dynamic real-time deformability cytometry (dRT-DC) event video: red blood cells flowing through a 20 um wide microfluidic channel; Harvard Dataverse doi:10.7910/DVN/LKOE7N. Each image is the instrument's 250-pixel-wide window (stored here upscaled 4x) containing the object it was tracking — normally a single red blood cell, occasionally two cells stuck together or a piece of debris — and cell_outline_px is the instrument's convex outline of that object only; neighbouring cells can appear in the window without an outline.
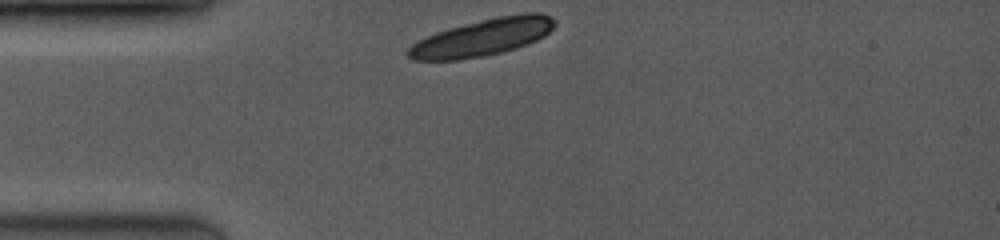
{"species": "common noctule bat (a hibernating species)", "species_latin": "Nyctalus noctula", "temperature_condition": "room temperature", "stored_images_in_passage": 3, "camera_frame_rate_fps": 3500, "um_per_image_px": 0.085, "animal": {"sex": "female", "body_mass_g": 19.0, "forearm_length_mm": 53.3}, "frame": {"image": 1, "passage_image": 1, "time_ms": 0.0, "image_size_px": [1000, 240], "cell_outline_px": [[556, 24], [544, 36], [536, 40], [516, 48], [484, 56], [456, 60], [412, 60], [408, 56], [408, 48], [412, 44], [436, 32], [464, 24], [500, 16], [524, 12], [540, 12], [552, 16], [556, 20]], "centroid_in_image_um": [41.05, 3.17], "position_along_channel_um": 43.9, "area_um2": 31.33}}